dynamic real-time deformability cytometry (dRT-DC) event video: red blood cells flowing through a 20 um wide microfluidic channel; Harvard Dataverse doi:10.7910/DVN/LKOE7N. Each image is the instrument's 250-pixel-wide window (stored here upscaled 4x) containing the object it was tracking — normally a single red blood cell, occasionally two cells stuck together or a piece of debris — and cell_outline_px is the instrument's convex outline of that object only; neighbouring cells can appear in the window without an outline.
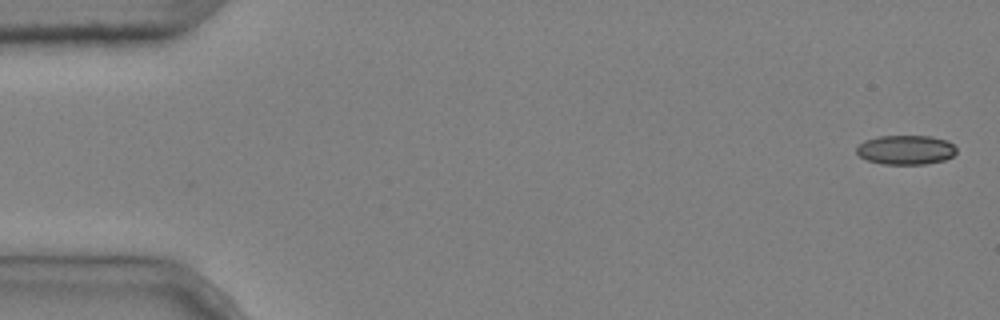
{"species": "common noctule bat (a hibernating species)", "species_latin": "Nyctalus noctula", "temperature_condition": "cold", "stored_images_in_passage": 5, "camera_frame_rate_fps": 3000, "um_per_image_px": 0.085, "animal": {"sex": "male", "body_mass_g": 20.4}, "frame": {"image": 1, "passage_image": 1, "time_ms": 0.0, "image_size_px": [1000, 320], "cell_outline_px": [[956, 152], [952, 156], [944, 160], [924, 164], [884, 164], [868, 160], [860, 156], [856, 152], [856, 148], [864, 140], [876, 136], [932, 136], [948, 140], [956, 148]], "centroid_in_image_um": [76.99, 12.72], "position_along_channel_um": 8.0, "area_um2": 17.11}}
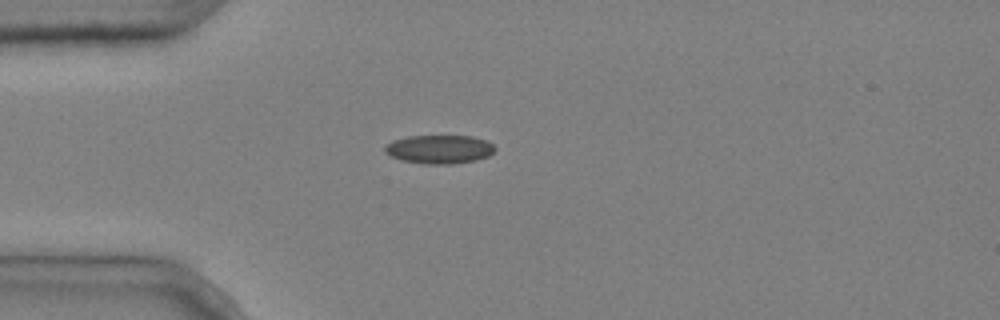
{"frame": {"image": 2, "passage_image": 4, "time_ms": 1.0, "image_size_px": [1000, 320], "cell_outline_px": [[496, 148], [488, 156], [472, 160], [448, 164], [428, 164], [400, 160], [384, 152], [384, 148], [392, 140], [408, 136], [472, 136], [488, 140]], "centroid_in_image_um": [37.33, 12.67], "position_along_channel_um": 47.7, "area_um2": 18.21}}